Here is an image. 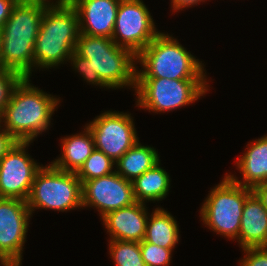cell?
Here are the masks:
<instances>
[{
	"label": "cell",
	"mask_w": 267,
	"mask_h": 266,
	"mask_svg": "<svg viewBox=\"0 0 267 266\" xmlns=\"http://www.w3.org/2000/svg\"><path fill=\"white\" fill-rule=\"evenodd\" d=\"M153 211L147 220L144 241L163 248L174 249L179 241L177 221L163 208L157 207Z\"/></svg>",
	"instance_id": "cell-20"
},
{
	"label": "cell",
	"mask_w": 267,
	"mask_h": 266,
	"mask_svg": "<svg viewBox=\"0 0 267 266\" xmlns=\"http://www.w3.org/2000/svg\"><path fill=\"white\" fill-rule=\"evenodd\" d=\"M170 182L169 174L160 167V162L157 163L132 181L135 200L145 203L165 199L170 189Z\"/></svg>",
	"instance_id": "cell-21"
},
{
	"label": "cell",
	"mask_w": 267,
	"mask_h": 266,
	"mask_svg": "<svg viewBox=\"0 0 267 266\" xmlns=\"http://www.w3.org/2000/svg\"><path fill=\"white\" fill-rule=\"evenodd\" d=\"M46 7L42 3L17 2L0 32V65L22 78L32 74L34 45Z\"/></svg>",
	"instance_id": "cell-3"
},
{
	"label": "cell",
	"mask_w": 267,
	"mask_h": 266,
	"mask_svg": "<svg viewBox=\"0 0 267 266\" xmlns=\"http://www.w3.org/2000/svg\"><path fill=\"white\" fill-rule=\"evenodd\" d=\"M109 246L116 266H145L139 242L110 240Z\"/></svg>",
	"instance_id": "cell-22"
},
{
	"label": "cell",
	"mask_w": 267,
	"mask_h": 266,
	"mask_svg": "<svg viewBox=\"0 0 267 266\" xmlns=\"http://www.w3.org/2000/svg\"><path fill=\"white\" fill-rule=\"evenodd\" d=\"M32 213L35 209L68 211L82 207V182L76 173L62 171L52 164L42 165L37 172L27 200Z\"/></svg>",
	"instance_id": "cell-8"
},
{
	"label": "cell",
	"mask_w": 267,
	"mask_h": 266,
	"mask_svg": "<svg viewBox=\"0 0 267 266\" xmlns=\"http://www.w3.org/2000/svg\"><path fill=\"white\" fill-rule=\"evenodd\" d=\"M145 203L135 202L104 215L101 219L110 240L141 242L145 238L148 212ZM148 215V216H147Z\"/></svg>",
	"instance_id": "cell-15"
},
{
	"label": "cell",
	"mask_w": 267,
	"mask_h": 266,
	"mask_svg": "<svg viewBox=\"0 0 267 266\" xmlns=\"http://www.w3.org/2000/svg\"><path fill=\"white\" fill-rule=\"evenodd\" d=\"M69 1V0H56V2Z\"/></svg>",
	"instance_id": "cell-32"
},
{
	"label": "cell",
	"mask_w": 267,
	"mask_h": 266,
	"mask_svg": "<svg viewBox=\"0 0 267 266\" xmlns=\"http://www.w3.org/2000/svg\"><path fill=\"white\" fill-rule=\"evenodd\" d=\"M205 0H171V7L173 8L172 10L174 11H179L183 10L182 8H188L191 7L192 5H197L201 2H204Z\"/></svg>",
	"instance_id": "cell-29"
},
{
	"label": "cell",
	"mask_w": 267,
	"mask_h": 266,
	"mask_svg": "<svg viewBox=\"0 0 267 266\" xmlns=\"http://www.w3.org/2000/svg\"><path fill=\"white\" fill-rule=\"evenodd\" d=\"M207 79L136 78L137 106L149 112L172 111L208 92Z\"/></svg>",
	"instance_id": "cell-7"
},
{
	"label": "cell",
	"mask_w": 267,
	"mask_h": 266,
	"mask_svg": "<svg viewBox=\"0 0 267 266\" xmlns=\"http://www.w3.org/2000/svg\"><path fill=\"white\" fill-rule=\"evenodd\" d=\"M240 247H267V209L253 192L245 201L237 239Z\"/></svg>",
	"instance_id": "cell-16"
},
{
	"label": "cell",
	"mask_w": 267,
	"mask_h": 266,
	"mask_svg": "<svg viewBox=\"0 0 267 266\" xmlns=\"http://www.w3.org/2000/svg\"><path fill=\"white\" fill-rule=\"evenodd\" d=\"M142 0H120L112 40L136 56L160 33Z\"/></svg>",
	"instance_id": "cell-9"
},
{
	"label": "cell",
	"mask_w": 267,
	"mask_h": 266,
	"mask_svg": "<svg viewBox=\"0 0 267 266\" xmlns=\"http://www.w3.org/2000/svg\"><path fill=\"white\" fill-rule=\"evenodd\" d=\"M130 115L107 111L87 124L94 138L95 149L115 162L139 141Z\"/></svg>",
	"instance_id": "cell-11"
},
{
	"label": "cell",
	"mask_w": 267,
	"mask_h": 266,
	"mask_svg": "<svg viewBox=\"0 0 267 266\" xmlns=\"http://www.w3.org/2000/svg\"><path fill=\"white\" fill-rule=\"evenodd\" d=\"M29 77L15 85L9 103L0 115V124L17 141H33L48 130L60 100L34 87ZM3 120V121H2Z\"/></svg>",
	"instance_id": "cell-2"
},
{
	"label": "cell",
	"mask_w": 267,
	"mask_h": 266,
	"mask_svg": "<svg viewBox=\"0 0 267 266\" xmlns=\"http://www.w3.org/2000/svg\"><path fill=\"white\" fill-rule=\"evenodd\" d=\"M114 165L115 161L102 151L95 149L76 174L83 183L113 173Z\"/></svg>",
	"instance_id": "cell-23"
},
{
	"label": "cell",
	"mask_w": 267,
	"mask_h": 266,
	"mask_svg": "<svg viewBox=\"0 0 267 266\" xmlns=\"http://www.w3.org/2000/svg\"><path fill=\"white\" fill-rule=\"evenodd\" d=\"M61 142L62 155L51 164L62 171L77 173L95 150L94 138L87 126L83 133L64 137Z\"/></svg>",
	"instance_id": "cell-18"
},
{
	"label": "cell",
	"mask_w": 267,
	"mask_h": 266,
	"mask_svg": "<svg viewBox=\"0 0 267 266\" xmlns=\"http://www.w3.org/2000/svg\"><path fill=\"white\" fill-rule=\"evenodd\" d=\"M253 141L248 143L247 151L236 162L243 181L227 174L234 183L251 189L267 181V135Z\"/></svg>",
	"instance_id": "cell-17"
},
{
	"label": "cell",
	"mask_w": 267,
	"mask_h": 266,
	"mask_svg": "<svg viewBox=\"0 0 267 266\" xmlns=\"http://www.w3.org/2000/svg\"><path fill=\"white\" fill-rule=\"evenodd\" d=\"M79 17L80 33L112 38L120 0H69Z\"/></svg>",
	"instance_id": "cell-14"
},
{
	"label": "cell",
	"mask_w": 267,
	"mask_h": 266,
	"mask_svg": "<svg viewBox=\"0 0 267 266\" xmlns=\"http://www.w3.org/2000/svg\"><path fill=\"white\" fill-rule=\"evenodd\" d=\"M16 4L17 0H0V32Z\"/></svg>",
	"instance_id": "cell-28"
},
{
	"label": "cell",
	"mask_w": 267,
	"mask_h": 266,
	"mask_svg": "<svg viewBox=\"0 0 267 266\" xmlns=\"http://www.w3.org/2000/svg\"><path fill=\"white\" fill-rule=\"evenodd\" d=\"M31 141H17L0 160V198L27 201L34 178L42 168L26 152Z\"/></svg>",
	"instance_id": "cell-12"
},
{
	"label": "cell",
	"mask_w": 267,
	"mask_h": 266,
	"mask_svg": "<svg viewBox=\"0 0 267 266\" xmlns=\"http://www.w3.org/2000/svg\"><path fill=\"white\" fill-rule=\"evenodd\" d=\"M17 2L42 3V4L47 5V6H51V5H55V4L60 3V2L54 3V2H51V0H49V1L48 0H17Z\"/></svg>",
	"instance_id": "cell-31"
},
{
	"label": "cell",
	"mask_w": 267,
	"mask_h": 266,
	"mask_svg": "<svg viewBox=\"0 0 267 266\" xmlns=\"http://www.w3.org/2000/svg\"><path fill=\"white\" fill-rule=\"evenodd\" d=\"M29 218L27 201L0 198V265L21 266Z\"/></svg>",
	"instance_id": "cell-10"
},
{
	"label": "cell",
	"mask_w": 267,
	"mask_h": 266,
	"mask_svg": "<svg viewBox=\"0 0 267 266\" xmlns=\"http://www.w3.org/2000/svg\"><path fill=\"white\" fill-rule=\"evenodd\" d=\"M253 192L258 196V198L263 202L264 207L267 209V181L257 185Z\"/></svg>",
	"instance_id": "cell-30"
},
{
	"label": "cell",
	"mask_w": 267,
	"mask_h": 266,
	"mask_svg": "<svg viewBox=\"0 0 267 266\" xmlns=\"http://www.w3.org/2000/svg\"><path fill=\"white\" fill-rule=\"evenodd\" d=\"M137 60L143 70H137L136 78L206 79L204 63L168 33H159L137 55Z\"/></svg>",
	"instance_id": "cell-5"
},
{
	"label": "cell",
	"mask_w": 267,
	"mask_h": 266,
	"mask_svg": "<svg viewBox=\"0 0 267 266\" xmlns=\"http://www.w3.org/2000/svg\"><path fill=\"white\" fill-rule=\"evenodd\" d=\"M22 77L10 69L0 65V115L4 112L9 103L13 88Z\"/></svg>",
	"instance_id": "cell-25"
},
{
	"label": "cell",
	"mask_w": 267,
	"mask_h": 266,
	"mask_svg": "<svg viewBox=\"0 0 267 266\" xmlns=\"http://www.w3.org/2000/svg\"><path fill=\"white\" fill-rule=\"evenodd\" d=\"M137 202L132 182L113 173L82 183V207H94L100 217Z\"/></svg>",
	"instance_id": "cell-13"
},
{
	"label": "cell",
	"mask_w": 267,
	"mask_h": 266,
	"mask_svg": "<svg viewBox=\"0 0 267 266\" xmlns=\"http://www.w3.org/2000/svg\"><path fill=\"white\" fill-rule=\"evenodd\" d=\"M140 250L145 266H169L172 250L163 248L144 240L140 242Z\"/></svg>",
	"instance_id": "cell-24"
},
{
	"label": "cell",
	"mask_w": 267,
	"mask_h": 266,
	"mask_svg": "<svg viewBox=\"0 0 267 266\" xmlns=\"http://www.w3.org/2000/svg\"><path fill=\"white\" fill-rule=\"evenodd\" d=\"M253 189L234 183L227 175L211 189L200 208V217L210 230L238 239L243 206Z\"/></svg>",
	"instance_id": "cell-6"
},
{
	"label": "cell",
	"mask_w": 267,
	"mask_h": 266,
	"mask_svg": "<svg viewBox=\"0 0 267 266\" xmlns=\"http://www.w3.org/2000/svg\"><path fill=\"white\" fill-rule=\"evenodd\" d=\"M244 258L240 266H267V247L244 248Z\"/></svg>",
	"instance_id": "cell-26"
},
{
	"label": "cell",
	"mask_w": 267,
	"mask_h": 266,
	"mask_svg": "<svg viewBox=\"0 0 267 266\" xmlns=\"http://www.w3.org/2000/svg\"><path fill=\"white\" fill-rule=\"evenodd\" d=\"M16 142L17 140L0 124V160L8 153Z\"/></svg>",
	"instance_id": "cell-27"
},
{
	"label": "cell",
	"mask_w": 267,
	"mask_h": 266,
	"mask_svg": "<svg viewBox=\"0 0 267 266\" xmlns=\"http://www.w3.org/2000/svg\"><path fill=\"white\" fill-rule=\"evenodd\" d=\"M79 35L78 13L69 1L47 6L34 45V67L48 69L69 61Z\"/></svg>",
	"instance_id": "cell-4"
},
{
	"label": "cell",
	"mask_w": 267,
	"mask_h": 266,
	"mask_svg": "<svg viewBox=\"0 0 267 266\" xmlns=\"http://www.w3.org/2000/svg\"><path fill=\"white\" fill-rule=\"evenodd\" d=\"M155 148L141 145L138 141L120 159L115 162V170L126 180L133 181L160 162Z\"/></svg>",
	"instance_id": "cell-19"
},
{
	"label": "cell",
	"mask_w": 267,
	"mask_h": 266,
	"mask_svg": "<svg viewBox=\"0 0 267 266\" xmlns=\"http://www.w3.org/2000/svg\"><path fill=\"white\" fill-rule=\"evenodd\" d=\"M69 61L90 84L112 89L133 86L135 90L137 56L111 38L80 33Z\"/></svg>",
	"instance_id": "cell-1"
}]
</instances>
